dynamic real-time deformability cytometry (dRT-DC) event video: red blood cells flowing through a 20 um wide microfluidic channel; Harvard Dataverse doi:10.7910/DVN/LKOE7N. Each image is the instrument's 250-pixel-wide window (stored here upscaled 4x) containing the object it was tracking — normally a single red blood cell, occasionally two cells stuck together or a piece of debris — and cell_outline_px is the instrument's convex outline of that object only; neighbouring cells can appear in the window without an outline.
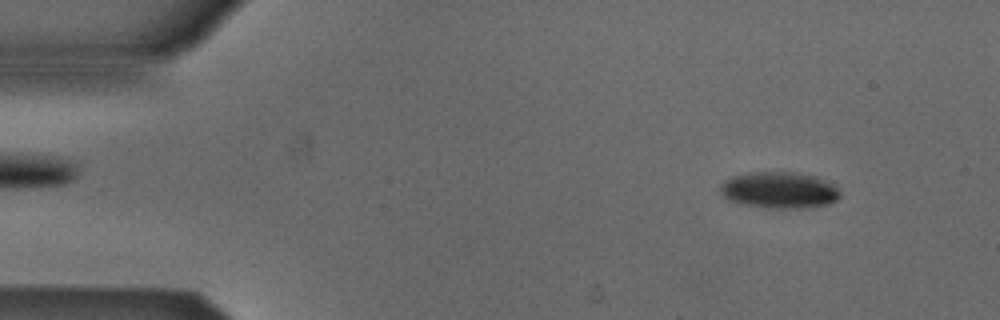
{"species": "Egyptian fruit bat (a non-hibernating species)", "species_latin": "Rousettus aegyptiacus", "temperature_condition": "cold", "stored_images_in_passage": 53, "camera_frame_rate_fps": 3000, "um_per_image_px": 0.085, "animal": {"sex": "male"}, "frame": {"image": 1, "passage_image": 5, "time_ms": 1.333, "image_size_px": [1000, 320], "cell_outline_px": [[840, 196], [836, 200], [828, 204], [800, 208], [772, 208], [740, 204], [728, 200], [720, 196], [720, 184], [724, 180], [732, 176], [748, 172], [792, 172], [816, 176], [836, 184], [840, 192]], "centroid_in_image_um": [66.21, 16.15], "position_along_channel_um": 18.8, "area_um2": 25.78}}
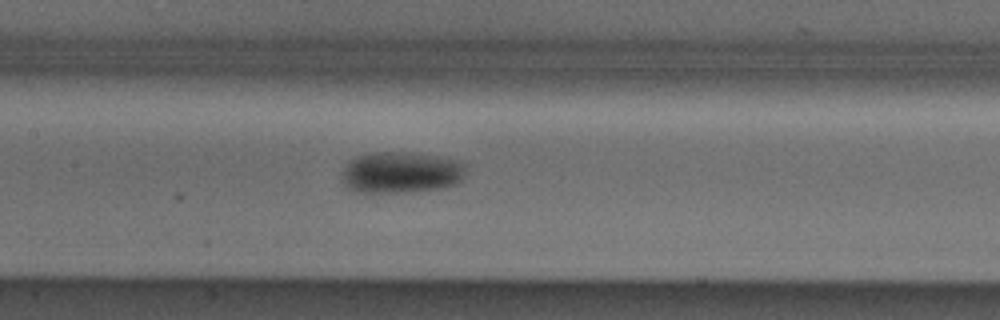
{"frame": {"image": 2, "passage_image": 24, "time_ms": 7.667, "image_size_px": [1000, 320], "cell_outline_px": [[464, 176], [456, 184], [440, 188], [408, 192], [352, 192], [340, 180], [340, 172], [348, 160], [356, 156], [372, 152], [404, 152], [436, 156], [464, 160]], "centroid_in_image_um": [34.02, 14.65], "position_along_channel_um": 173.4, "area_um2": 30.4}}
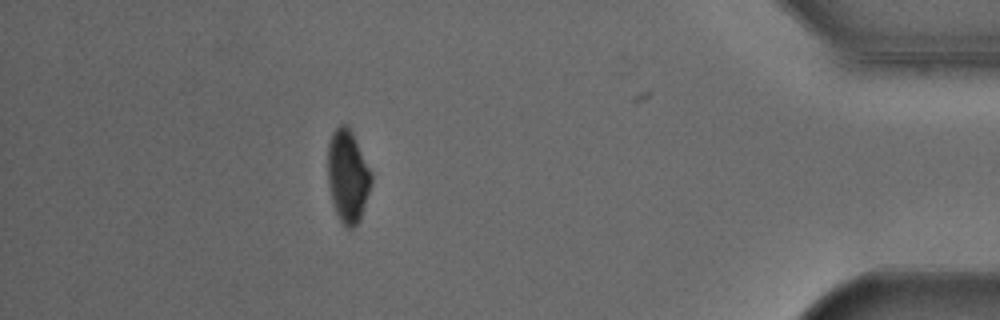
{"frame": {"image": 3, "passage_image": 46, "time_ms": 15.0, "image_size_px": [1000, 320], "cell_outline_px": [[372, 184], [360, 220], [352, 228], [348, 228], [340, 220], [336, 212], [332, 200], [328, 184], [328, 144], [332, 132], [340, 124], [348, 124], [372, 172]], "centroid_in_image_um": [29.57, 14.95], "position_along_channel_um": 405.6, "area_um2": 23.52}, "authors_computed_cell_mechanics": {"area_um2": 26.4146, "velocity_mm_per_s": 3.8792, "shape_relaxation_time_tau1_ms": 8.0325, "shape_relaxation_time_tau2_ms": null, "deformation_change_tau1": 0.1509, "deformation_change_tau2": null}}